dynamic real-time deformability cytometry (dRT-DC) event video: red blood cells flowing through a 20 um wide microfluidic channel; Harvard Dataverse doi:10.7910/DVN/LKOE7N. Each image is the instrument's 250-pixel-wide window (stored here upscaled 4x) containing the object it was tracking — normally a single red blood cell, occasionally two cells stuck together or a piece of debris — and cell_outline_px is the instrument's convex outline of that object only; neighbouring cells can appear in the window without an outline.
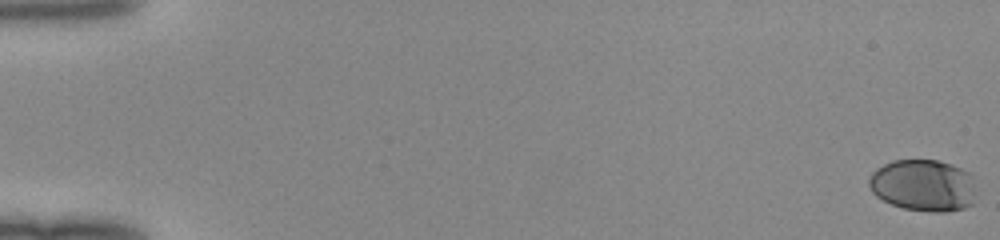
{"species": "human", "species_latin": "Homo sapiens", "temperature_condition": "room temperature", "stored_images_in_passage": 51, "camera_frame_rate_fps": 3000, "um_per_image_px": 0.085, "donor": {"sex": "female"}, "frame": {"image": 1, "passage_image": 1, "time_ms": 0.0, "image_size_px": [1000, 240], "cell_outline_px": [[972, 204], [964, 208], [948, 212], [932, 212], [904, 208], [892, 204], [876, 196], [872, 192], [868, 184], [868, 180], [872, 172], [876, 168], [892, 160], [940, 160], [952, 164], [968, 172], [972, 176]], "centroid_in_image_um": [78.44, 15.75], "position_along_channel_um": 6.6, "area_um2": 32.25}}
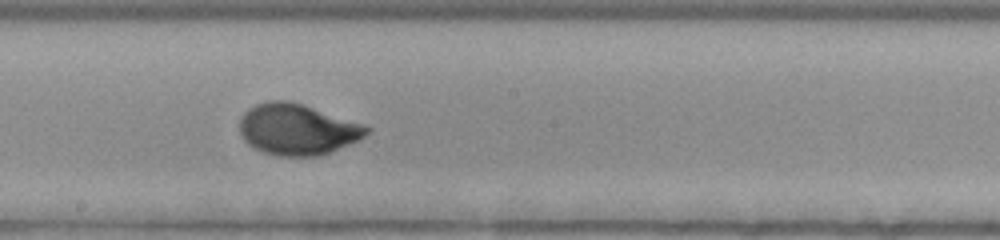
{"frame": {"image": 2, "passage_image": 30, "time_ms": 9.667, "image_size_px": [1000, 240], "cell_outline_px": [[372, 128], [364, 136], [348, 144], [320, 156], [280, 156], [260, 152], [252, 148], [244, 140], [240, 132], [240, 116], [248, 108], [256, 104], [268, 100], [288, 100], [304, 104], [364, 124]], "centroid_in_image_um": [25.23, 10.99], "position_along_channel_um": 223.0, "area_um2": 38.03}}
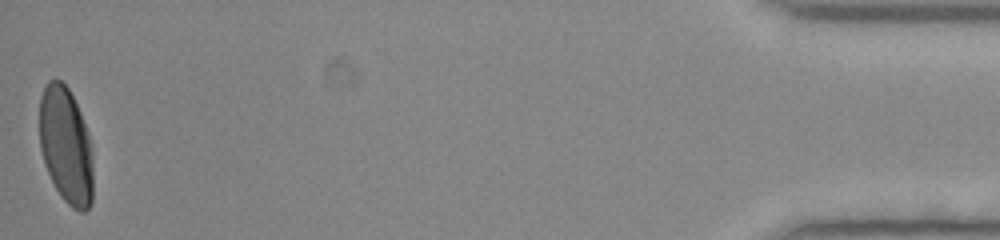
{"frame": {"image": 3, "passage_image": 51, "time_ms": 16.667, "image_size_px": [1000, 240], "cell_outline_px": [[92, 200], [88, 208], [84, 212], [80, 212], [72, 208], [60, 196], [44, 164], [40, 148], [40, 96], [48, 80], [60, 80], [68, 88], [80, 112], [88, 132], [92, 156]], "centroid_in_image_um": [5.6, 12.38], "position_along_channel_um": 429.6, "area_um2": 36.3}}